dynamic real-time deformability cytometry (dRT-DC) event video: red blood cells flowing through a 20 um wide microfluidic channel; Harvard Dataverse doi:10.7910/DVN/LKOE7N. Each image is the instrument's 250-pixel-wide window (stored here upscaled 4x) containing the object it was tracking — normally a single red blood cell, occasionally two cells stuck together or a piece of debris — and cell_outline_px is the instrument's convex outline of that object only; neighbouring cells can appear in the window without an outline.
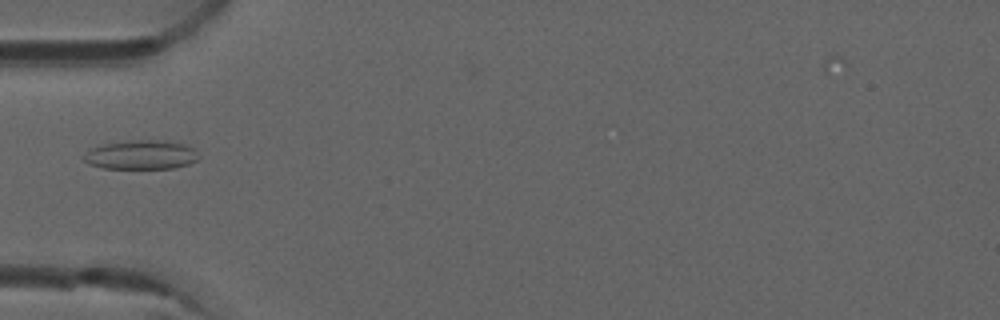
{"species": "common noctule bat (a hibernating species)", "species_latin": "Nyctalus noctula", "temperature_condition": "room temperature", "stored_images_in_passage": 3, "camera_frame_rate_fps": 3000, "um_per_image_px": 0.085, "animal": {"sex": "male", "forearm_length_mm": 52.5}, "frame": {"image": 1, "passage_image": 2, "time_ms": 0.333, "image_size_px": [1000, 320], "cell_outline_px": [[200, 156], [196, 160], [188, 164], [176, 168], [104, 168], [88, 164], [84, 160], [84, 156], [92, 148], [104, 144], [136, 140], [164, 140], [184, 144], [192, 148]], "centroid_in_image_um": [12.02, 13.16], "position_along_channel_um": 73.0, "area_um2": 19.25}}
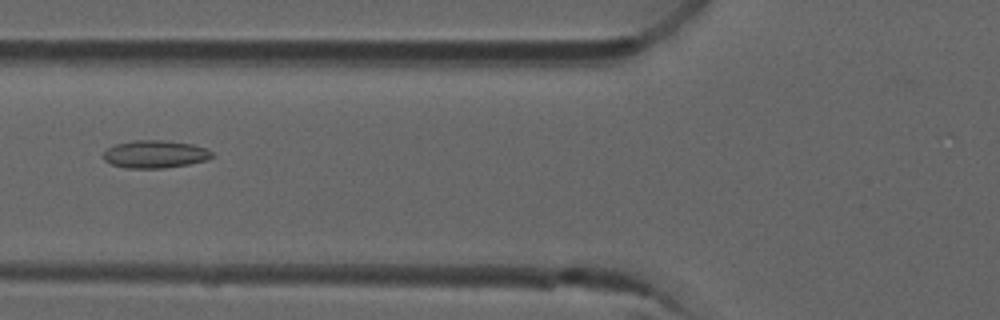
{"frame": {"image": 2, "passage_image": 3, "time_ms": 0.667, "image_size_px": [1000, 320], "cell_outline_px": [[212, 156], [204, 160], [188, 164], [164, 168], [128, 168], [112, 164], [104, 160], [104, 152], [112, 144], [136, 140], [164, 140], [192, 144], [204, 148], [212, 152]], "centroid_in_image_um": [13.13, 13.09], "position_along_channel_um": 112.7, "area_um2": 17.34}}